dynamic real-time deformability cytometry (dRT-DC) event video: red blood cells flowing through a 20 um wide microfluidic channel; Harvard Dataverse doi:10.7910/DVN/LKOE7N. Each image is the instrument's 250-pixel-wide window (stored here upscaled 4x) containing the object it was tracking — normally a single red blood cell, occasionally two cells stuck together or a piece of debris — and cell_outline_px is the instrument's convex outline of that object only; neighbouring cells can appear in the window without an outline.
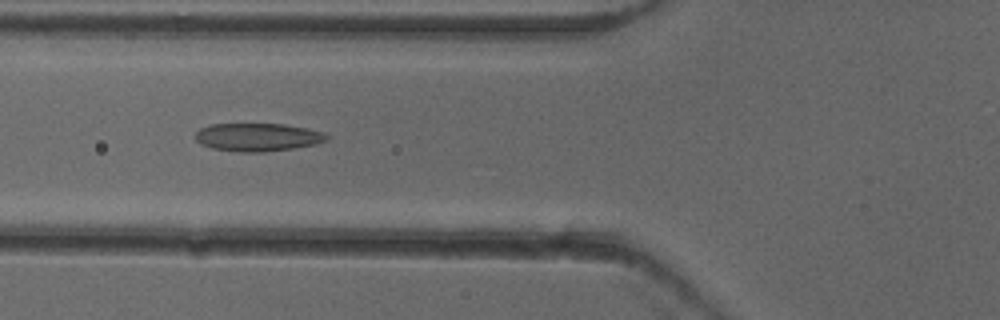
{"species": "common noctule bat (a hibernating species)", "species_latin": "Nyctalus noctula", "temperature_condition": "cold", "stored_images_in_passage": 25, "camera_frame_rate_fps": 3000, "um_per_image_px": 0.085, "animal": {"sex": "female"}, "frame": {"image": 1, "passage_image": 16, "time_ms": 5.0, "image_size_px": [1000, 320], "cell_outline_px": [[328, 140], [312, 144], [292, 148], [264, 152], [240, 152], [212, 148], [200, 144], [196, 140], [196, 132], [200, 128], [208, 124], [284, 124], [324, 132], [328, 136]], "centroid_in_image_um": [21.86, 11.65], "position_along_channel_um": 103.9, "area_um2": 21.33}}
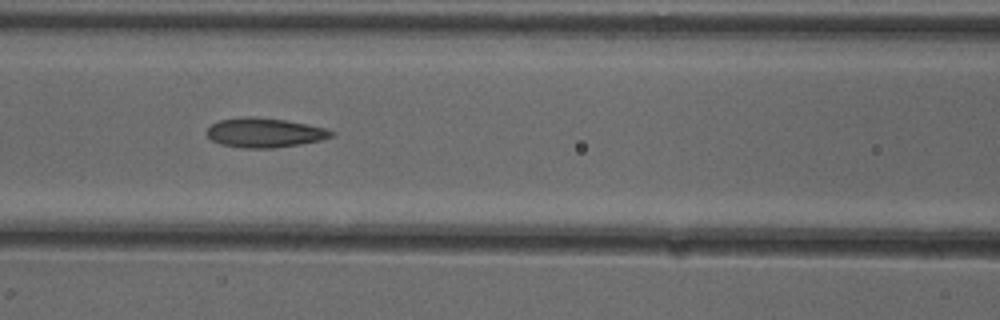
{"frame": {"image": 2, "passage_image": 19, "time_ms": 6.0, "image_size_px": [1000, 320], "cell_outline_px": [[336, 132], [332, 136], [320, 140], [300, 144], [276, 148], [244, 148], [220, 144], [212, 140], [208, 136], [208, 128], [212, 124], [220, 120], [244, 116], [252, 116], [284, 120], [324, 128]], "centroid_in_image_um": [22.47, 11.28], "position_along_channel_um": 144.1, "area_um2": 21.15}}
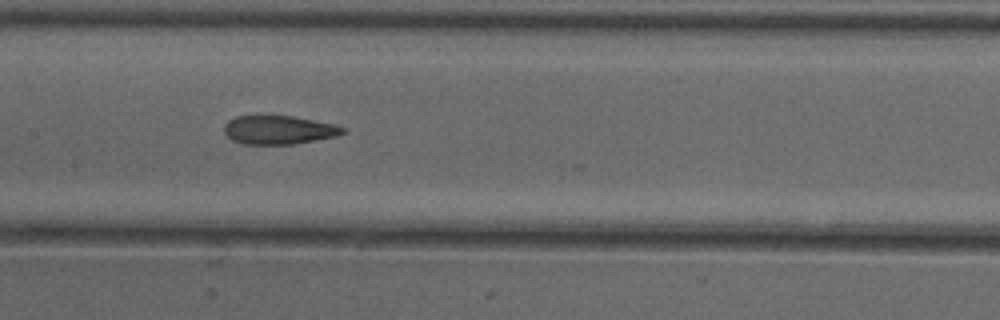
{"frame": {"image": 3, "passage_image": 22, "time_ms": 7.0, "image_size_px": [1000, 320], "cell_outline_px": [[348, 132], [336, 136], [292, 144], [244, 144], [232, 140], [224, 132], [224, 124], [228, 120], [236, 116], [292, 116], [336, 124], [344, 128]], "centroid_in_image_um": [23.7, 11.04], "position_along_channel_um": 183.7, "area_um2": 19.77}}